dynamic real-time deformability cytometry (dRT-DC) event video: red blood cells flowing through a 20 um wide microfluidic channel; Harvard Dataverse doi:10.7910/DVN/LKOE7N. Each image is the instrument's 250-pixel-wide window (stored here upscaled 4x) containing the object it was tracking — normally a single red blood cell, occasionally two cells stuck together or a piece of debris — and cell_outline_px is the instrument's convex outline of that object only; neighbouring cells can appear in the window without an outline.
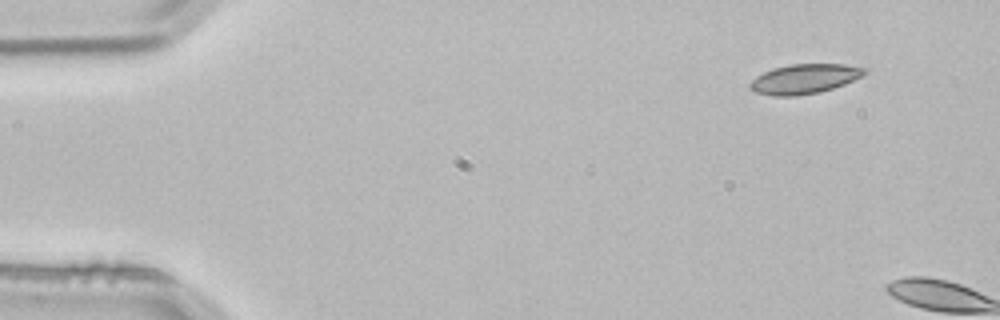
{"species": "common noctule bat (a hibernating species)", "species_latin": "Nyctalus noctula", "temperature_condition": "room temperature", "stored_images_in_passage": 2, "camera_frame_rate_fps": 3000, "um_per_image_px": 0.085, "animal": {"sex": "male", "body_mass_g": 21.5, "forearm_length_mm": 52.0}, "frame": {"image": 1, "passage_image": 1, "time_ms": 0.0, "image_size_px": [1000, 320], "cell_outline_px": [[868, 72], [844, 84], [820, 92], [796, 96], [772, 96], [756, 92], [748, 88], [748, 84], [756, 76], [772, 68], [792, 64], [844, 64], [868, 68]], "centroid_in_image_um": [68.35, 6.7], "position_along_channel_um": 16.6, "area_um2": 19.83}}